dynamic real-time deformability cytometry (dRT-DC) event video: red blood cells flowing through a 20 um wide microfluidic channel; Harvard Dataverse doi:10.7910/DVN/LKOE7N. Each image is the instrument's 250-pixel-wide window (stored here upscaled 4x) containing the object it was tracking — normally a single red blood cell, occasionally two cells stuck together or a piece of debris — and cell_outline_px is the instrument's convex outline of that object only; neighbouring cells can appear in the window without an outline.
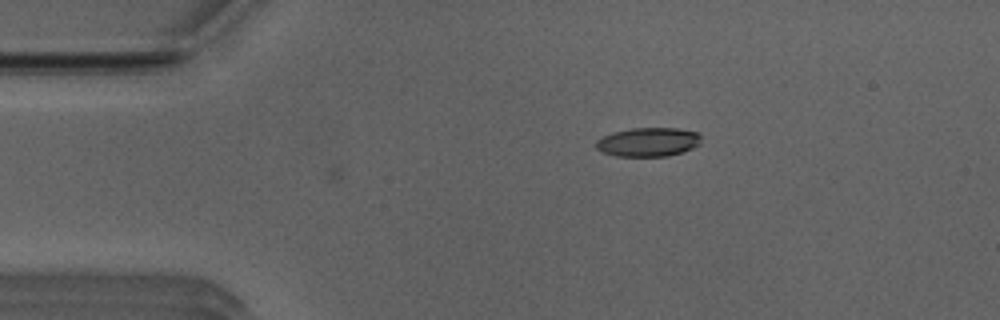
{"species": "Egyptian fruit bat (a non-hibernating species)", "species_latin": "Rousettus aegyptiacus", "temperature_condition": "room temperature", "stored_images_in_passage": 9, "camera_frame_rate_fps": 3000, "um_per_image_px": 0.085, "animal": {"sex": "male"}, "frame": {"image": 1, "passage_image": 9, "time_ms": 2.667, "image_size_px": [1000, 320], "cell_outline_px": [[700, 144], [684, 152], [668, 156], [616, 156], [604, 152], [596, 148], [596, 140], [612, 132], [632, 128], [676, 128], [696, 132], [700, 136]], "centroid_in_image_um": [55.1, 12.07], "position_along_channel_um": 29.9, "area_um2": 17.69}}